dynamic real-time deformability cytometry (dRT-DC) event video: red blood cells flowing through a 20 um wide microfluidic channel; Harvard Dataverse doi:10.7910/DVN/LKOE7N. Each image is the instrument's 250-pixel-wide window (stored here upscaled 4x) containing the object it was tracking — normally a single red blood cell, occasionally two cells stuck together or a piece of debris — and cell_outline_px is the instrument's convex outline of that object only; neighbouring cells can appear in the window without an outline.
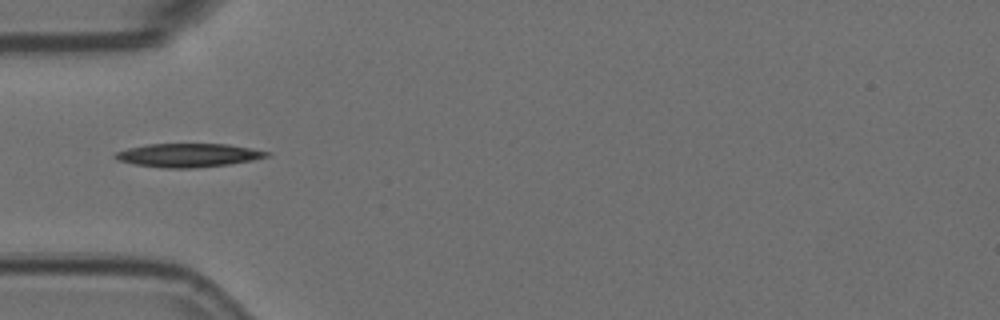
{"species": "Egyptian fruit bat (a non-hibernating species)", "species_latin": "Rousettus aegyptiacus", "temperature_condition": "room temperature", "stored_images_in_passage": 5, "camera_frame_rate_fps": 3000, "um_per_image_px": 0.085, "animal": {"sex": "female"}, "frame": {"image": 1, "passage_image": 2, "time_ms": 0.333, "image_size_px": [1000, 320], "cell_outline_px": [[272, 152], [268, 156], [252, 160], [228, 164], [192, 168], [164, 168], [136, 164], [116, 160], [112, 156], [116, 152], [128, 148], [148, 144], [228, 144]], "centroid_in_image_um": [15.98, 13.19], "position_along_channel_um": 69.0, "area_um2": 20.69}}
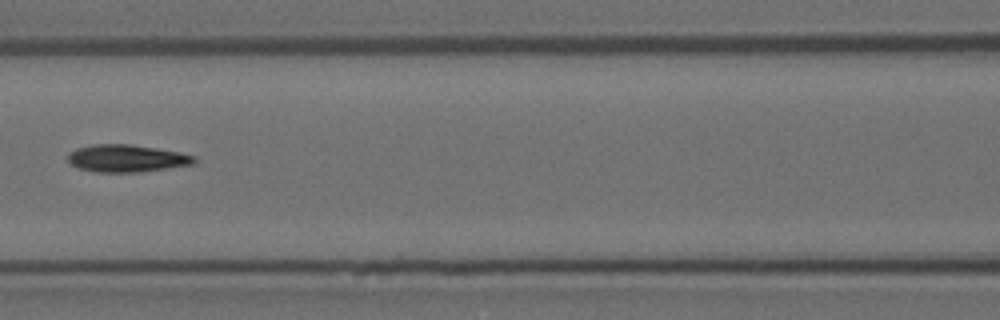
{"frame": {"image": 2, "passage_image": 4, "time_ms": 1.0, "image_size_px": [1000, 320], "cell_outline_px": [[196, 160], [192, 164], [140, 172], [96, 172], [80, 168], [72, 164], [68, 160], [68, 156], [76, 148], [96, 144], [132, 144], [180, 152], [196, 156]], "centroid_in_image_um": [10.79, 13.45], "position_along_channel_um": 155.8, "area_um2": 19.94}}
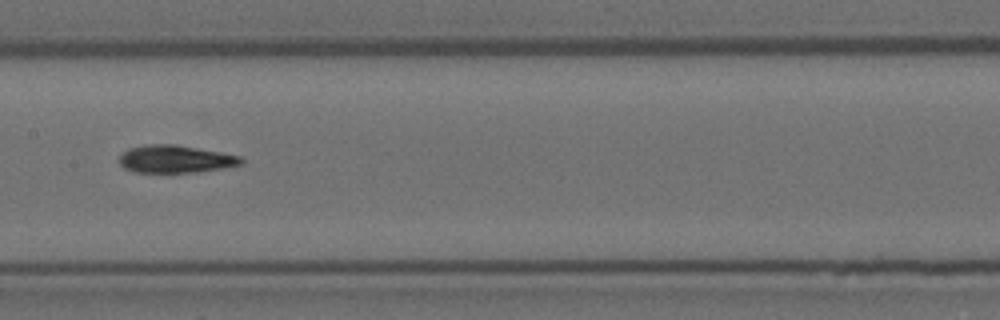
{"frame": {"image": 3, "passage_image": 5, "time_ms": 1.333, "image_size_px": [1000, 320], "cell_outline_px": [[244, 164], [224, 168], [196, 172], [132, 172], [124, 168], [120, 164], [120, 152], [128, 148], [148, 144], [176, 144], [220, 152], [240, 156], [244, 160]], "centroid_in_image_um": [14.9, 13.51], "position_along_channel_um": 192.5, "area_um2": 19.77}}